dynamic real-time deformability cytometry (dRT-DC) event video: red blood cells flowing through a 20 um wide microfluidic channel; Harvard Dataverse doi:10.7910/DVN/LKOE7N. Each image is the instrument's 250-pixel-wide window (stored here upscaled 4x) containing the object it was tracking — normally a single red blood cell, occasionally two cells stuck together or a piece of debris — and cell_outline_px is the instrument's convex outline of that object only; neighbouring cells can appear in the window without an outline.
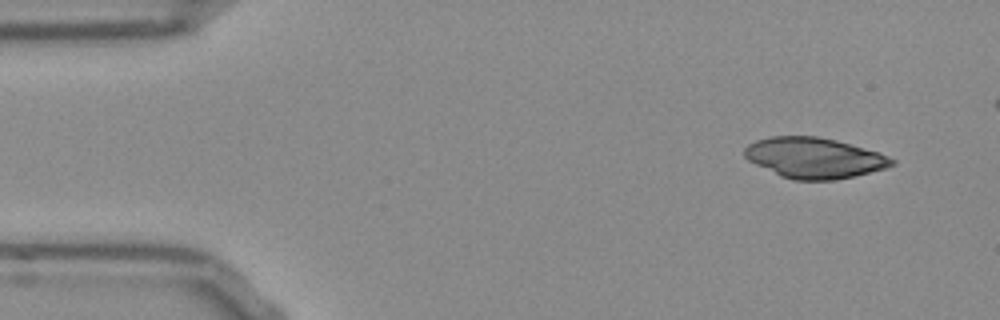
{"species": "Egyptian fruit bat (a non-hibernating species)", "species_latin": "Rousettus aegyptiacus", "temperature_condition": "room temperature", "stored_images_in_passage": 45, "camera_frame_rate_fps": 3000, "um_per_image_px": 0.085, "frame": {"image": 1, "passage_image": 1, "time_ms": 0.0, "image_size_px": [1000, 320], "cell_outline_px": [[896, 164], [884, 168], [852, 176], [832, 180], [792, 180], [780, 176], [748, 160], [744, 156], [744, 148], [748, 144], [756, 140], [772, 136], [816, 136], [836, 140], [880, 152], [896, 160]], "centroid_in_image_um": [69.2, 13.41], "position_along_channel_um": 15.8, "area_um2": 34.74}}